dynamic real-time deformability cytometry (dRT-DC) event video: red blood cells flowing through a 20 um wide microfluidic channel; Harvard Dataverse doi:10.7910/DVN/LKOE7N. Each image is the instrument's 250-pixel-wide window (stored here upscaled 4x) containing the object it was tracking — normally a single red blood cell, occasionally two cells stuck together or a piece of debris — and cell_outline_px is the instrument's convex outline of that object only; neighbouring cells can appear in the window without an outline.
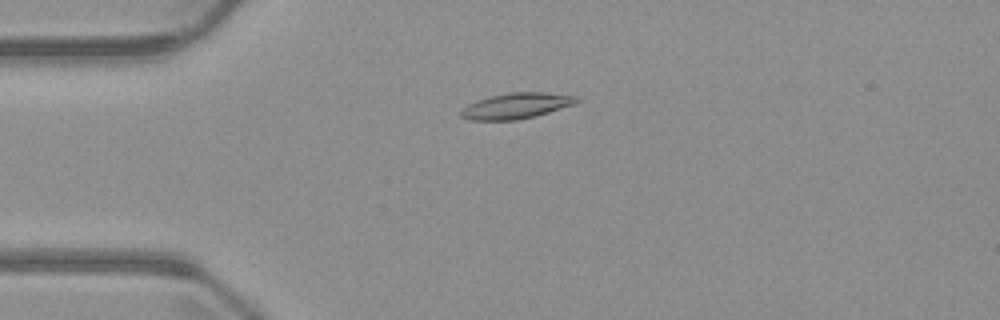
{"species": "common noctule bat (a hibernating species)", "species_latin": "Nyctalus noctula", "temperature_condition": "warm", "stored_images_in_passage": 3, "camera_frame_rate_fps": 3000, "um_per_image_px": 0.085, "animal": {"sex": "male", "body_mass_g": 23.1, "forearm_length_mm": 52.7}, "frame": {"image": 1, "passage_image": 3, "time_ms": 2.333, "image_size_px": [1000, 320], "cell_outline_px": [[580, 100], [576, 104], [548, 112], [516, 120], [468, 120], [460, 116], [460, 112], [468, 104], [476, 100], [488, 96], [508, 92], [544, 92], [576, 96]], "centroid_in_image_um": [43.86, 8.98], "position_along_channel_um": 41.1, "area_um2": 17.34}}